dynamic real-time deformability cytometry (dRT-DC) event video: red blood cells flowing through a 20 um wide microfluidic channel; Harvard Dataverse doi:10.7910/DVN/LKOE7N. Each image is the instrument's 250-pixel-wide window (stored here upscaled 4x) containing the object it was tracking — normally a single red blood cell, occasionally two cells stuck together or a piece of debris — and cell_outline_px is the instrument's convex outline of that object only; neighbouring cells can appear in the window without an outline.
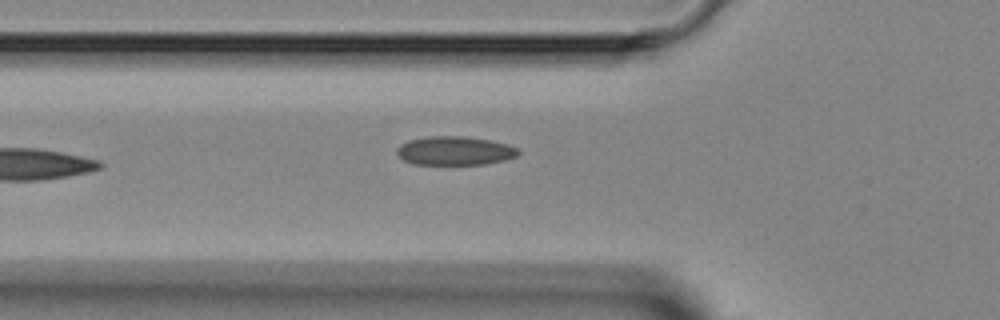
{"species": "Egyptian fruit bat (a non-hibernating species)", "species_latin": "Rousettus aegyptiacus", "temperature_condition": "room temperature", "stored_images_in_passage": 4, "camera_frame_rate_fps": 3000, "um_per_image_px": 0.085, "animal": {"sex": "female"}, "frame": {"image": 1, "passage_image": 4, "time_ms": 3.667, "image_size_px": [1000, 320], "cell_outline_px": [[520, 152], [516, 156], [504, 160], [484, 164], [412, 164], [404, 160], [396, 152], [396, 148], [400, 144], [408, 140], [428, 136], [464, 136], [492, 140], [508, 144], [520, 148]], "centroid_in_image_um": [38.67, 12.8], "position_along_channel_um": 87.1, "area_um2": 20.52}}